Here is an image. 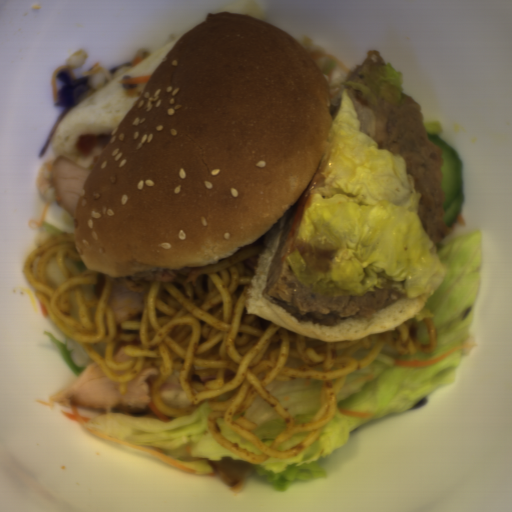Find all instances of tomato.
Returning a JSON list of instances; mask_svg holds the SVG:
<instances>
[{
  "label": "tomato",
  "mask_w": 512,
  "mask_h": 512,
  "mask_svg": "<svg viewBox=\"0 0 512 512\" xmlns=\"http://www.w3.org/2000/svg\"><path fill=\"white\" fill-rule=\"evenodd\" d=\"M310 200H311L310 191H308L306 189L304 195L302 196V198L299 200L298 204L295 207L294 215H293L291 224H290L288 232H287L283 253L279 260L282 264L284 263L287 256L289 255V252H290L292 245L295 241L296 231H297V229L301 223V220L303 218L304 210H305V208H308V206L310 204Z\"/></svg>",
  "instance_id": "obj_1"
},
{
  "label": "tomato",
  "mask_w": 512,
  "mask_h": 512,
  "mask_svg": "<svg viewBox=\"0 0 512 512\" xmlns=\"http://www.w3.org/2000/svg\"><path fill=\"white\" fill-rule=\"evenodd\" d=\"M112 133L82 134L75 142L78 153L88 156L90 152L97 149H104L110 142Z\"/></svg>",
  "instance_id": "obj_2"
}]
</instances>
